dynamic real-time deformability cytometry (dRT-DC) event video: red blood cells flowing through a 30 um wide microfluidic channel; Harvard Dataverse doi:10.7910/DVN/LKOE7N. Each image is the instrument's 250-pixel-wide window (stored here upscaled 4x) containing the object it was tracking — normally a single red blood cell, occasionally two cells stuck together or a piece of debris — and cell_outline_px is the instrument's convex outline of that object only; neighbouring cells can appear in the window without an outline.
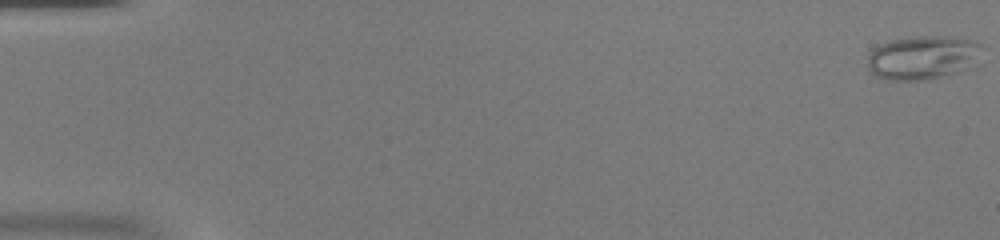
{"species": "common noctule bat (a hibernating species)", "species_latin": "Nyctalus noctula", "temperature_condition": "warm", "stored_images_in_passage": 53, "camera_frame_rate_fps": 3000, "um_per_image_px": 0.085, "animal": {"sex": "female", "body_mass_g": 20.0, "forearm_length_mm": 54.0}, "frame": {"image": 1, "passage_image": 1, "time_ms": 0.0, "image_size_px": [1000, 240], "cell_outline_px": [[980, 64], [960, 72], [948, 76], [924, 80], [884, 80], [876, 76], [868, 68], [868, 52], [880, 44], [892, 40], [916, 36], [952, 36], [976, 40], [980, 44]], "centroid_in_image_um": [78.49, 4.9], "position_along_channel_um": 6.5, "area_um2": 30.0}}
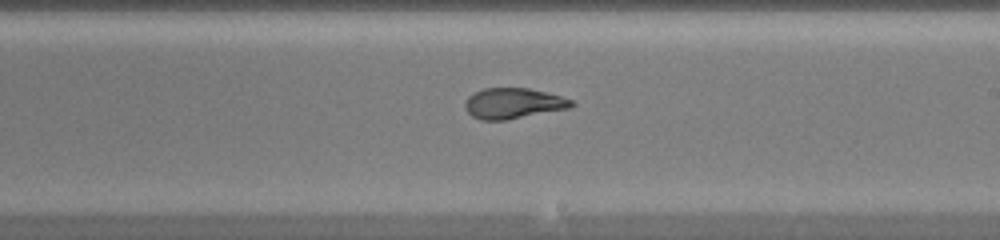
{"frame": {"image": 2, "passage_image": 32, "time_ms": 10.333, "image_size_px": [1000, 240], "cell_outline_px": [[576, 104], [568, 108], [504, 120], [480, 120], [472, 116], [468, 112], [464, 104], [468, 96], [484, 88], [528, 88], [560, 96], [572, 100]], "centroid_in_image_um": [43.6, 8.78], "position_along_channel_um": 245.4, "area_um2": 18.67}}
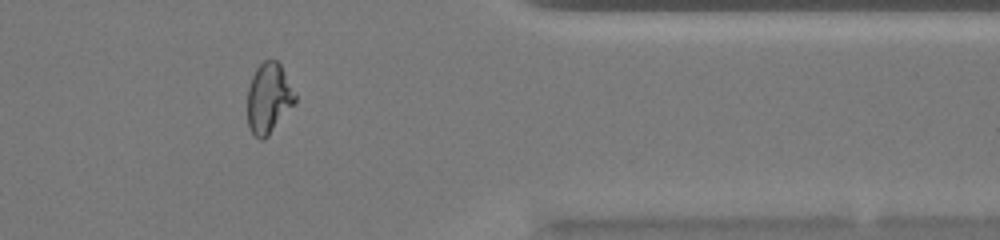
{"frame": {"image": 3, "passage_image": 44, "time_ms": 14.333, "image_size_px": [1000, 240], "cell_outline_px": [[296, 100], [268, 136], [264, 140], [260, 140], [252, 132], [248, 124], [248, 88], [252, 76], [256, 68], [264, 60], [276, 60], [280, 64], [296, 92]], "centroid_in_image_um": [22.84, 8.33], "position_along_channel_um": 388.6, "area_um2": 19.31}, "authors_computed_cell_mechanics": {"area_um2": 21.1548, "velocity_mm_per_s": 3.9608, "shape_relaxation_time_tau1_ms": null, "shape_relaxation_time_tau2_ms": 0.9764, "deformation_change_tau1": null, "deformation_change_tau2": 0.0683}}